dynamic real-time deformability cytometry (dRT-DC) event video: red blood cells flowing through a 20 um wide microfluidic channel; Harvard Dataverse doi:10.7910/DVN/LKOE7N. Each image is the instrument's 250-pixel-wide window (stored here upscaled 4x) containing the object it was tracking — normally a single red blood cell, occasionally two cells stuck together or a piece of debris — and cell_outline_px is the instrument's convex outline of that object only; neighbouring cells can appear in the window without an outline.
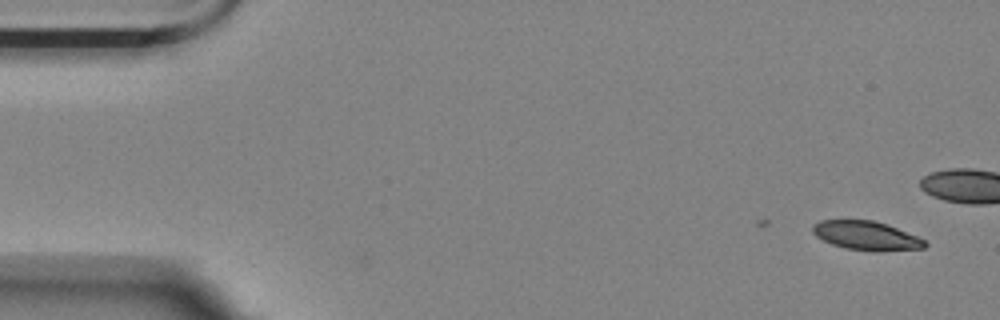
{"species": "Egyptian fruit bat (a non-hibernating species)", "species_latin": "Rousettus aegyptiacus", "temperature_condition": "room temperature", "stored_images_in_passage": 21, "camera_frame_rate_fps": 3000, "um_per_image_px": 0.085, "animal": {"sex": "female"}, "frame": {"image": 1, "passage_image": 3, "time_ms": 0.667, "image_size_px": [1000, 320], "cell_outline_px": [[928, 244], [924, 248], [880, 252], [876, 252], [848, 248], [832, 244], [816, 236], [812, 232], [812, 224], [820, 220], [872, 220], [888, 224], [916, 236], [924, 240]], "centroid_in_image_um": [73.64, 20.03], "position_along_channel_um": 11.4, "area_um2": 18.96}}